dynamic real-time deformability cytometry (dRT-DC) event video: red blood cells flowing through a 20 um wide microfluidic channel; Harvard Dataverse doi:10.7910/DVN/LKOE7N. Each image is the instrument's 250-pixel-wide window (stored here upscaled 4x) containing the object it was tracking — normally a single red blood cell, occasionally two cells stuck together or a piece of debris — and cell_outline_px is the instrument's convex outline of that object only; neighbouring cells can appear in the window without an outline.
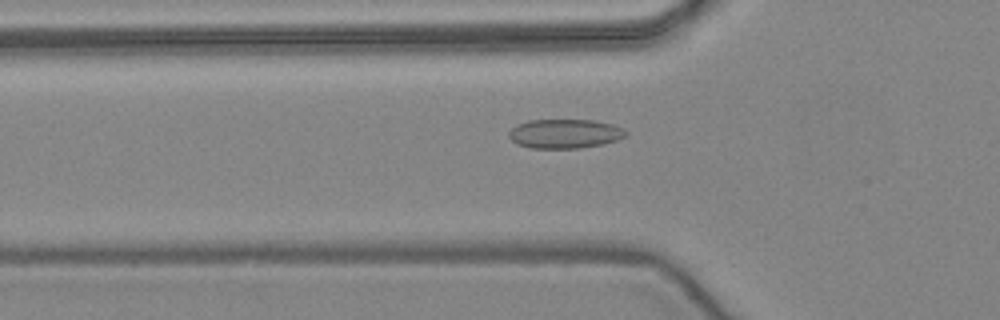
{"species": "common noctule bat (a hibernating species)", "species_latin": "Nyctalus noctula", "temperature_condition": "warm", "stored_images_in_passage": 11, "camera_frame_rate_fps": 3000, "um_per_image_px": 0.085, "animal": {"sex": "female", "body_mass_g": 24.6, "forearm_length_mm": 56.2}, "frame": {"image": 1, "passage_image": 7, "time_ms": 2.0, "image_size_px": [1000, 320], "cell_outline_px": [[628, 132], [624, 136], [616, 140], [604, 144], [580, 148], [528, 148], [516, 144], [508, 136], [508, 132], [516, 124], [528, 120], [592, 120], [612, 124]], "centroid_in_image_um": [47.95, 11.37], "position_along_channel_um": 77.8, "area_um2": 19.94}}
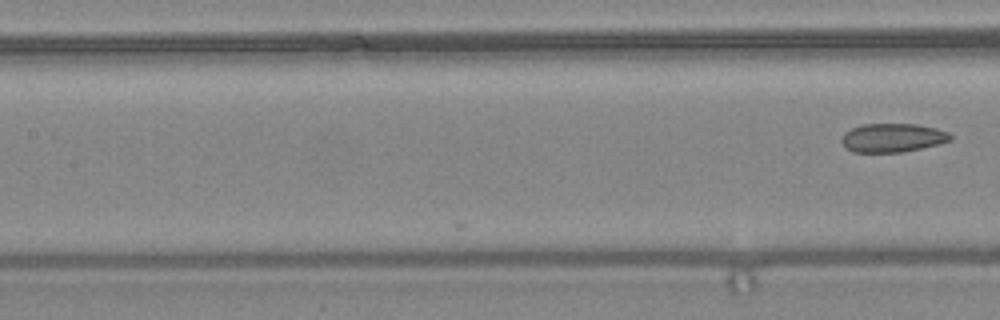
{"frame": {"image": 2, "passage_image": 11, "time_ms": 3.333, "image_size_px": [1000, 320], "cell_outline_px": [[952, 140], [940, 144], [900, 152], [852, 152], [840, 140], [844, 132], [852, 128], [864, 124], [916, 124], [936, 128], [948, 132], [952, 136]], "centroid_in_image_um": [75.88, 11.7], "position_along_channel_um": 131.5, "area_um2": 18.15}}